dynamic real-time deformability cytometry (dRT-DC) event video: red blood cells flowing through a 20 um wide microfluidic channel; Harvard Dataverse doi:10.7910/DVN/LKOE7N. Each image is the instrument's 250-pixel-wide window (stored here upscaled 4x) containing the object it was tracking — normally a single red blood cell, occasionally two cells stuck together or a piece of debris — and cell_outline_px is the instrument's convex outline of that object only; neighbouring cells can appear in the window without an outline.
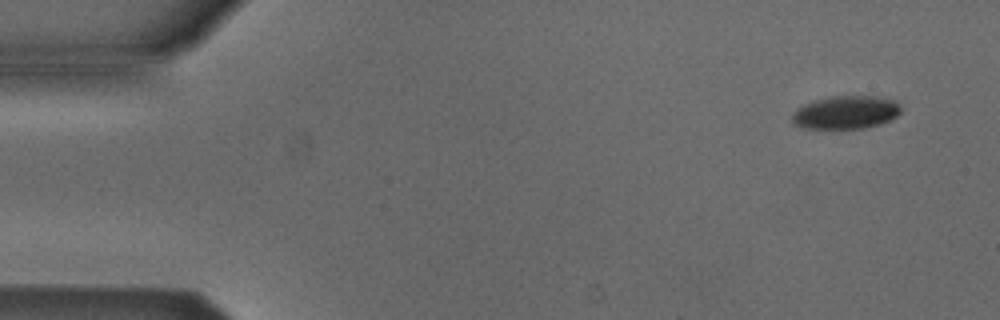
{"species": "Egyptian fruit bat (a non-hibernating species)", "species_latin": "Rousettus aegyptiacus", "temperature_condition": "cold", "stored_images_in_passage": 6, "camera_frame_rate_fps": 3000, "um_per_image_px": 0.085, "animal": {"sex": "male"}, "frame": {"image": 1, "passage_image": 1, "time_ms": 0.0, "image_size_px": [1000, 320], "cell_outline_px": [[900, 112], [896, 116], [880, 124], [864, 128], [804, 128], [796, 124], [792, 120], [792, 112], [796, 108], [804, 104], [816, 100], [832, 96], [872, 96], [892, 100], [900, 104]], "centroid_in_image_um": [71.87, 9.55], "position_along_channel_um": 13.1, "area_um2": 20.75}}
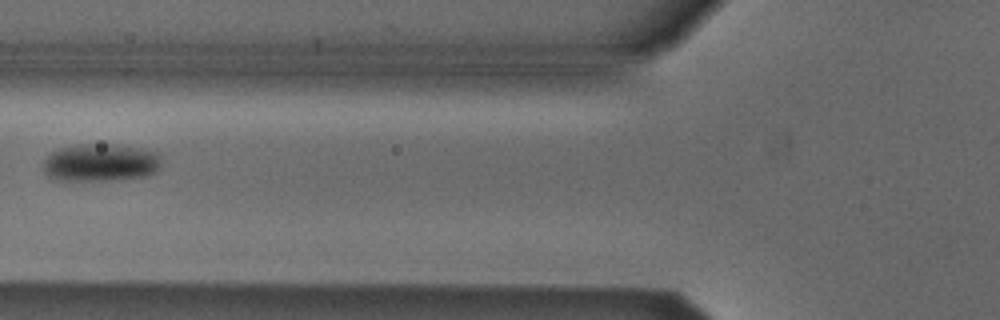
{"frame": {"image": 2, "passage_image": 5, "time_ms": 1.333, "image_size_px": [1000, 320], "cell_outline_px": [[160, 168], [156, 172], [148, 176], [108, 180], [60, 180], [48, 176], [44, 172], [44, 160], [52, 152], [60, 148], [72, 144], [120, 144], [160, 152]], "centroid_in_image_um": [8.59, 13.8], "position_along_channel_um": 117.2, "area_um2": 26.24}}
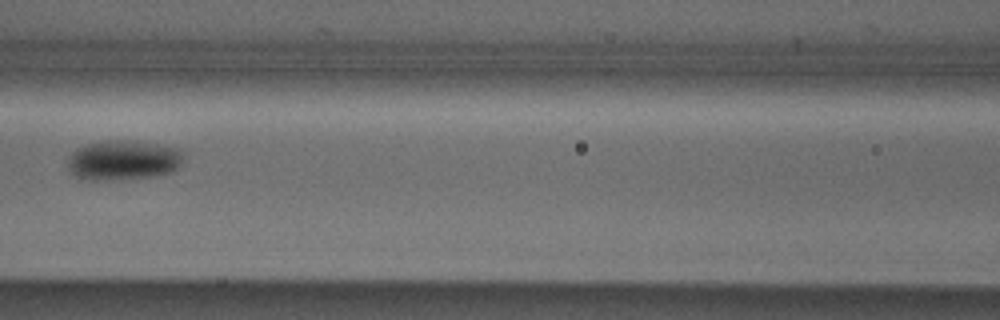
{"frame": {"image": 3, "passage_image": 6, "time_ms": 1.667, "image_size_px": [1000, 320], "cell_outline_px": [[184, 160], [172, 172], [156, 176], [120, 180], [88, 180], [72, 176], [68, 168], [68, 156], [76, 148], [88, 144], [104, 140], [124, 140], [156, 144], [180, 148], [184, 156]], "centroid_in_image_um": [10.46, 13.63], "position_along_channel_um": 156.1, "area_um2": 27.34}}